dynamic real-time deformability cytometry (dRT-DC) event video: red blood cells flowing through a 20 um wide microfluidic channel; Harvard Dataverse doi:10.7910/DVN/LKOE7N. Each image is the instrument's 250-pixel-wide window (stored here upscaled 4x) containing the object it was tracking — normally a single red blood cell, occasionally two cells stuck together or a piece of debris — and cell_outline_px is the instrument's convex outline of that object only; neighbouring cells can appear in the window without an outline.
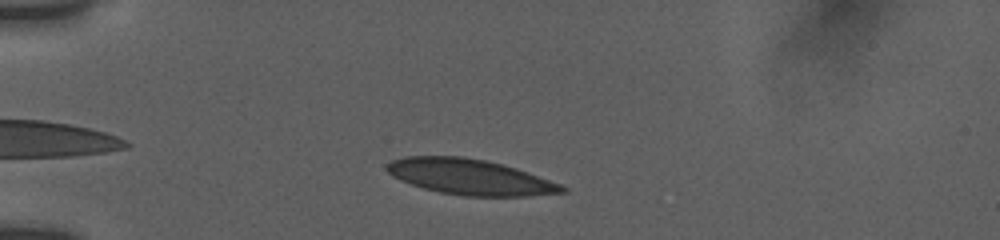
{"species": "human", "species_latin": "Homo sapiens", "temperature_condition": "room temperature", "stored_images_in_passage": 33, "camera_frame_rate_fps": 3000, "um_per_image_px": 0.085, "donor": {"sex": "female"}, "frame": {"image": 1, "passage_image": 7, "time_ms": 2.0, "image_size_px": [1000, 240], "cell_outline_px": [[568, 192], [528, 196], [464, 196], [440, 192], [424, 188], [400, 180], [392, 176], [384, 168], [384, 164], [392, 160], [404, 156], [460, 156], [484, 160], [516, 168], [560, 184], [568, 188]], "centroid_in_image_um": [39.91, 15.04], "position_along_channel_um": 45.1, "area_um2": 36.24}}
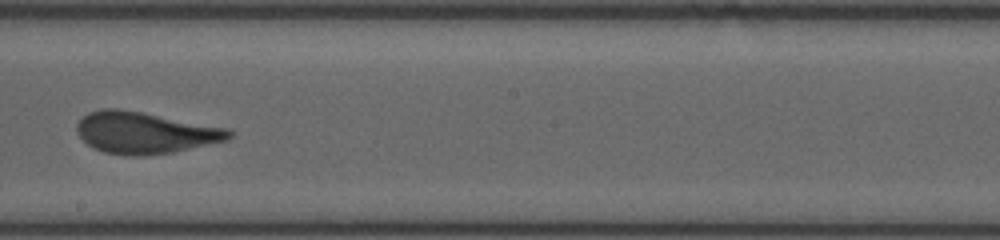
{"frame": {"image": 2, "passage_image": 18, "time_ms": 8.0, "image_size_px": [1000, 240], "cell_outline_px": [[232, 136], [228, 140], [172, 152], [136, 156], [128, 156], [104, 152], [88, 144], [76, 132], [76, 124], [88, 112], [104, 108], [116, 108], [144, 112], [228, 128], [232, 132]], "centroid_in_image_um": [12.32, 11.27], "position_along_channel_um": 235.9, "area_um2": 36.76}}
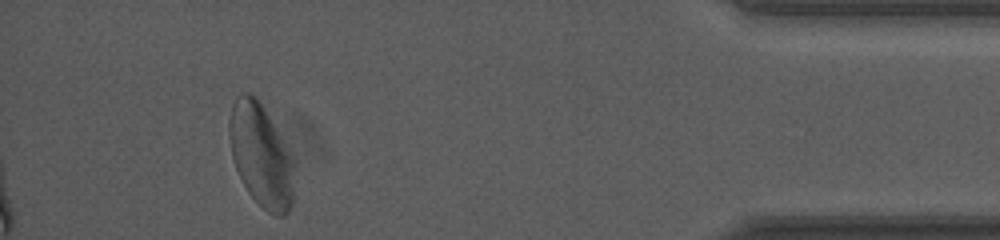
{"frame": {"image": 3, "passage_image": 33, "time_ms": 14.0, "image_size_px": [1000, 240], "cell_outline_px": [[296, 168], [292, 204], [288, 212], [284, 216], [276, 216], [268, 212], [248, 192], [236, 168], [232, 156], [228, 136], [228, 120], [232, 104], [236, 96], [240, 92], [248, 92], [260, 104], [280, 136], [292, 156], [296, 164]], "centroid_in_image_um": [22.19, 13.24], "position_along_channel_um": 413.0, "area_um2": 38.84}, "authors_computed_cell_mechanics": {"area_um2": 36.8186, "velocity_mm_per_s": 3.7626, "shape_relaxation_time_tau1_ms": 5.306, "shape_relaxation_time_tau2_ms": 0.7339, "deformation_change_tau1": 0.1415, "deformation_change_tau2": 0.0618}}